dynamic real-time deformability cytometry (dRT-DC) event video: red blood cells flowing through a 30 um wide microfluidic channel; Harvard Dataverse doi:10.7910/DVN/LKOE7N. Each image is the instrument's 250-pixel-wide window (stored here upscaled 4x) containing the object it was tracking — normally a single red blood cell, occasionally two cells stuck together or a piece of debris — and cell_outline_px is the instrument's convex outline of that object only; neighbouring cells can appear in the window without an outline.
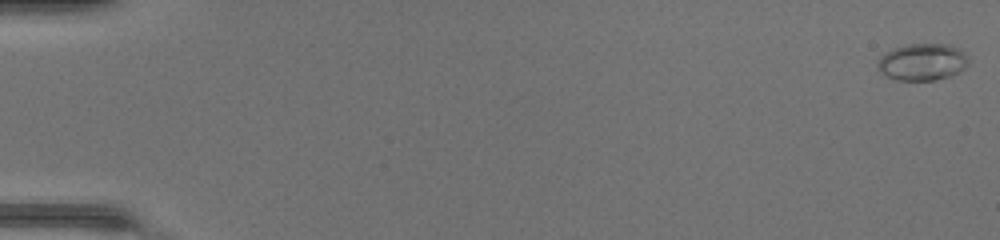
{"species": "common noctule bat (a hibernating species)", "species_latin": "Nyctalus noctula", "temperature_condition": "warm", "stored_images_in_passage": 49, "camera_frame_rate_fps": 3000, "um_per_image_px": 0.085, "animal": {"sex": "female", "body_mass_g": 17.0, "forearm_length_mm": 48.0}, "frame": {"image": 1, "passage_image": 1, "time_ms": 0.0, "image_size_px": [1000, 240], "cell_outline_px": [[968, 64], [960, 72], [948, 76], [932, 80], [896, 80], [880, 72], [880, 56], [896, 48], [908, 44], [944, 44], [956, 48], [964, 56]], "centroid_in_image_um": [78.39, 5.28], "position_along_channel_um": 6.6, "area_um2": 18.79}}
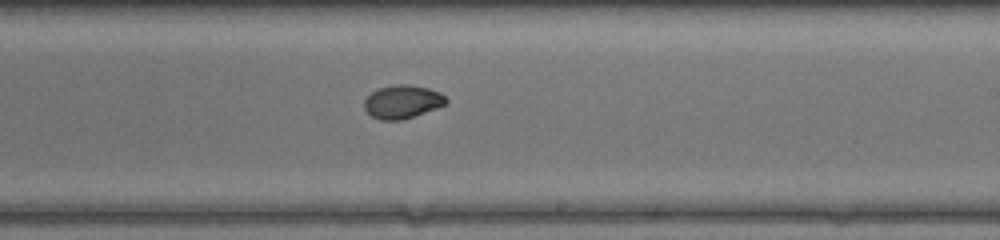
{"frame": {"image": 2, "passage_image": 31, "time_ms": 10.0, "image_size_px": [1000, 240], "cell_outline_px": [[448, 100], [444, 104], [436, 108], [400, 120], [380, 120], [372, 116], [364, 108], [364, 100], [376, 88], [396, 84], [408, 84], [428, 88], [440, 92]], "centroid_in_image_um": [34.17, 8.63], "position_along_channel_um": 254.8, "area_um2": 15.72}}
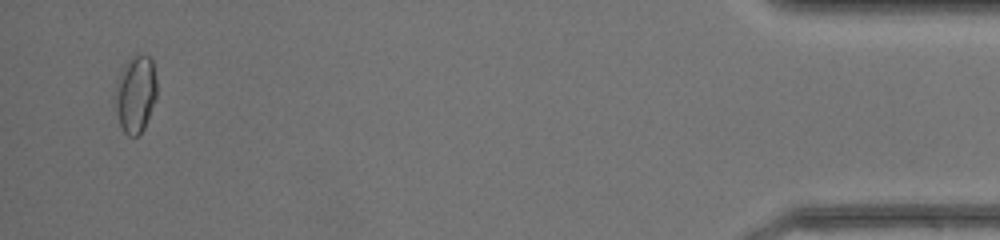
{"frame": {"image": 3, "passage_image": 48, "time_ms": 15.667, "image_size_px": [1000, 240], "cell_outline_px": [[156, 96], [144, 128], [140, 136], [128, 136], [124, 132], [120, 124], [116, 108], [116, 100], [120, 76], [124, 64], [132, 56], [148, 56], [152, 60], [156, 80]], "centroid_in_image_um": [11.55, 8.03], "position_along_channel_um": 423.6, "area_um2": 18.03}, "authors_computed_cell_mechanics": {"area_um2": 16.0684, "velocity_mm_per_s": 4.3524, "shape_relaxation_time_tau1_ms": null, "shape_relaxation_time_tau2_ms": 0.9362, "deformation_change_tau1": null, "deformation_change_tau2": 0.0308}}